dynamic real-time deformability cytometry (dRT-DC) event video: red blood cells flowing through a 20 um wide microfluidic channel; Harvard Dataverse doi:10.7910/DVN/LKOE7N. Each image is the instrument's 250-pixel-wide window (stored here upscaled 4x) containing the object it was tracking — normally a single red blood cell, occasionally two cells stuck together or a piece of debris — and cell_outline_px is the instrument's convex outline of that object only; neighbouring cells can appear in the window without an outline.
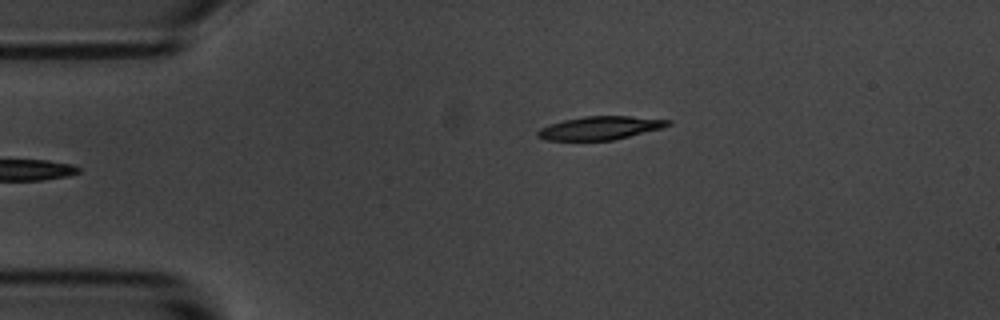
{"species": "common noctule bat (a hibernating species)", "species_latin": "Nyctalus noctula", "temperature_condition": "room temperature", "stored_images_in_passage": 3, "camera_frame_rate_fps": 3000, "um_per_image_px": 0.085, "animal": {"sex": "male", "body_mass_g": 20.1, "forearm_length_mm": 53.5}, "frame": {"image": 1, "passage_image": 3, "time_ms": 0.667, "image_size_px": [1000, 320], "cell_outline_px": [[672, 124], [664, 128], [612, 140], [544, 140], [536, 136], [536, 132], [540, 128], [564, 120], [584, 116], [628, 116], [672, 120]], "centroid_in_image_um": [51.04, 10.88], "position_along_channel_um": 34.0, "area_um2": 17.69}}